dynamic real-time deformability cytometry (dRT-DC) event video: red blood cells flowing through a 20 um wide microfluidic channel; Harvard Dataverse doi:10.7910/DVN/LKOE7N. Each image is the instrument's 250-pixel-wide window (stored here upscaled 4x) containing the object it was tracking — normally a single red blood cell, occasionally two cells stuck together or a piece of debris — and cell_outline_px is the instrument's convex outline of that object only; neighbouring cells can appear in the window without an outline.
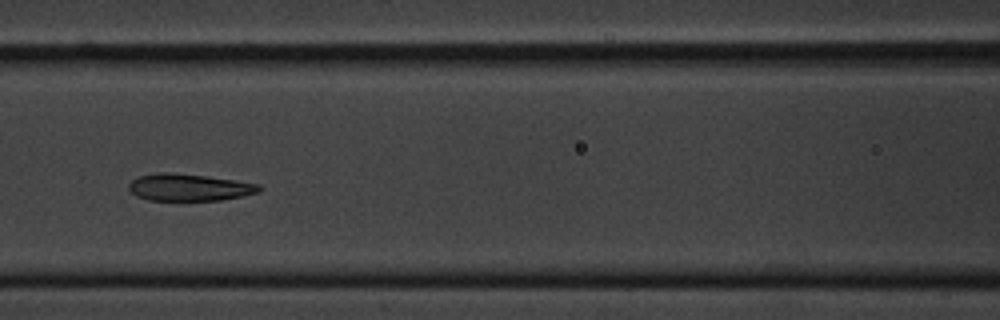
{"species": "common noctule bat (a hibernating species)", "species_latin": "Nyctalus noctula", "temperature_condition": "cold", "stored_images_in_passage": 9, "camera_frame_rate_fps": 3000, "um_per_image_px": 0.085, "animal": {"sex": "male", "body_mass_g": 20.1, "forearm_length_mm": 53.5}, "frame": {"image": 1, "passage_image": 6, "time_ms": 6.0, "image_size_px": [1000, 320], "cell_outline_px": [[264, 188], [260, 192], [244, 196], [220, 200], [148, 200], [136, 196], [128, 188], [128, 184], [132, 180], [140, 176], [156, 172], [168, 172], [208, 176], [236, 180], [260, 184]], "centroid_in_image_um": [16.12, 15.92], "position_along_channel_um": 150.5, "area_um2": 20.75}}
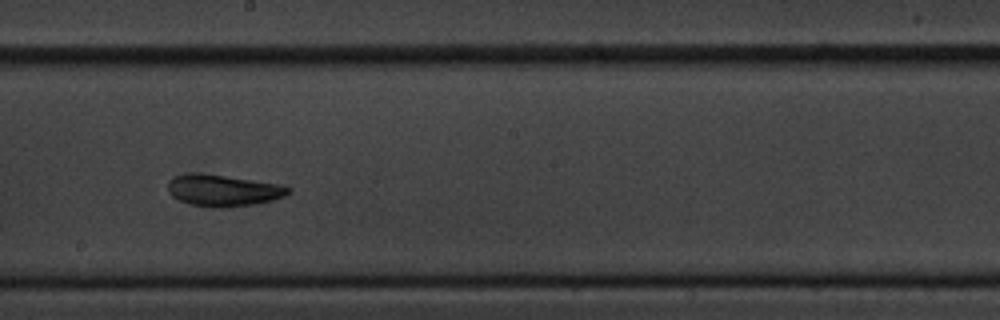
{"frame": {"image": 2, "passage_image": 8, "time_ms": 8.333, "image_size_px": [1000, 320], "cell_outline_px": [[292, 192], [284, 196], [272, 200], [256, 204], [220, 208], [212, 208], [192, 204], [180, 200], [172, 196], [168, 192], [168, 180], [176, 176], [188, 172], [196, 172], [224, 176], [276, 184], [292, 188]], "centroid_in_image_um": [18.94, 16.19], "position_along_channel_um": 229.3, "area_um2": 22.02}}
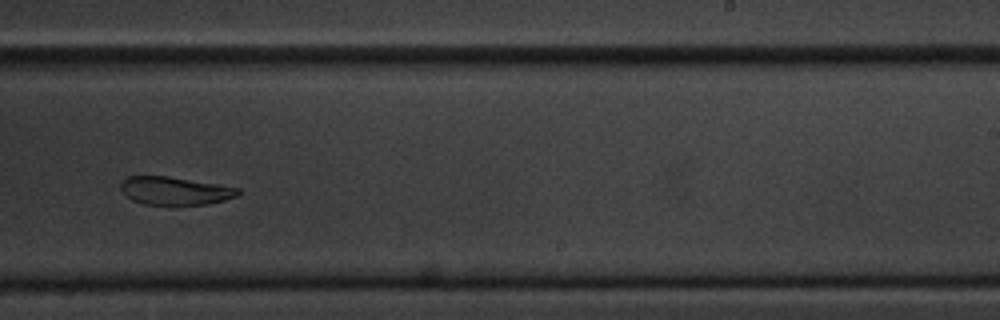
{"frame": {"image": 3, "passage_image": 9, "time_ms": 9.667, "image_size_px": [1000, 320], "cell_outline_px": [[240, 192], [236, 196], [224, 200], [208, 204], [172, 208], [144, 204], [132, 200], [120, 188], [120, 184], [128, 176], [168, 176], [220, 184], [240, 188]], "centroid_in_image_um": [14.89, 16.26], "position_along_channel_um": 274.1, "area_um2": 19.94}}